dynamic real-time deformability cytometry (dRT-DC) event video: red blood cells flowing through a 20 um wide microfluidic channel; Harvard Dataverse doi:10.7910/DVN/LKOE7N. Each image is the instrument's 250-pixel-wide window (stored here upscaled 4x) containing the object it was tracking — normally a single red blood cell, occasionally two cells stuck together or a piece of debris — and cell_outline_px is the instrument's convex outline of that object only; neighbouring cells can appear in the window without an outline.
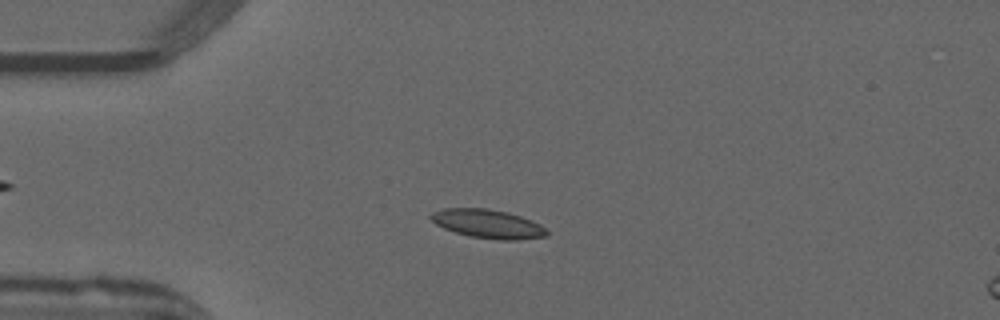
{"species": "common noctule bat (a hibernating species)", "species_latin": "Nyctalus noctula", "temperature_condition": "warm", "stored_images_in_passage": 52, "camera_frame_rate_fps": 3000, "um_per_image_px": 0.085, "animal": {"sex": "male", "forearm_length_mm": 52.5}, "frame": {"image": 1, "passage_image": 13, "time_ms": 4.0, "image_size_px": [1000, 320], "cell_outline_px": [[548, 236], [516, 240], [500, 240], [468, 236], [444, 228], [436, 224], [428, 216], [432, 212], [444, 208], [488, 208], [508, 212], [532, 220], [540, 224], [548, 232]], "centroid_in_image_um": [41.47, 19.02], "position_along_channel_um": 43.5, "area_um2": 19.48}}
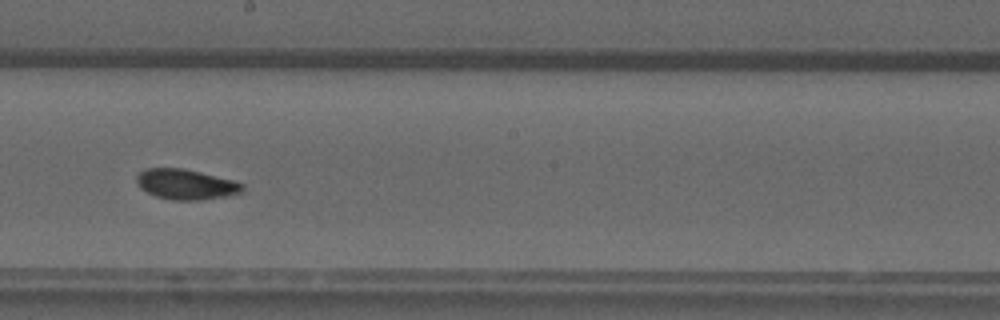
{"frame": {"image": 2, "passage_image": 29, "time_ms": 9.333, "image_size_px": [1000, 320], "cell_outline_px": [[244, 192], [228, 196], [200, 200], [172, 200], [156, 196], [140, 188], [136, 184], [136, 176], [144, 168], [180, 168], [200, 172], [236, 180], [244, 184]], "centroid_in_image_um": [15.83, 15.67], "position_along_channel_um": 232.4, "area_um2": 18.9}}
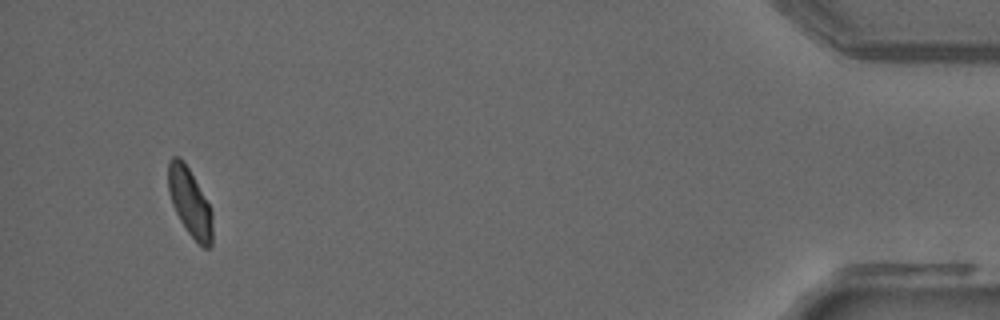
{"frame": {"image": 3, "passage_image": 49, "time_ms": 16.0, "image_size_px": [1000, 320], "cell_outline_px": [[212, 244], [208, 248], [204, 248], [188, 232], [180, 220], [172, 204], [168, 192], [168, 160], [172, 156], [180, 156], [184, 160], [212, 208]], "centroid_in_image_um": [16.13, 17.15], "position_along_channel_um": 419.1, "area_um2": 17.69}, "authors_computed_cell_mechanics": {"area_um2": 18.1203, "velocity_mm_per_s": 3.955, "shape_relaxation_time_tau1_ms": 5.4543, "shape_relaxation_time_tau2_ms": 3.1003, "deformation_change_tau1": 0.1364, "deformation_change_tau2": 0.0673}}